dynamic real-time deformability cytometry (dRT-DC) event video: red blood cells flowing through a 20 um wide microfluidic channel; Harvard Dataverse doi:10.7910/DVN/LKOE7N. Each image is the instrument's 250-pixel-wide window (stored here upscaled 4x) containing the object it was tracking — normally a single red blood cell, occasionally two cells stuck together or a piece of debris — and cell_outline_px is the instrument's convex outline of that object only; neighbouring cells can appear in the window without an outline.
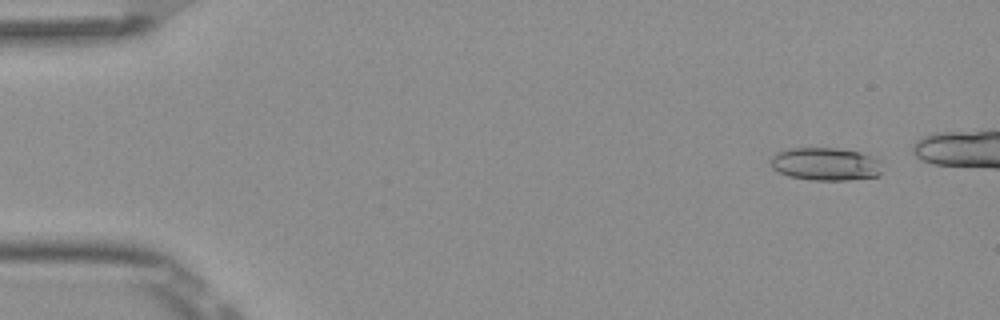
{"species": "Egyptian fruit bat (a non-hibernating species)", "species_latin": "Rousettus aegyptiacus", "temperature_condition": "room temperature", "stored_images_in_passage": 9, "segment_of_instrument_passage": [1, 2], "camera_frame_rate_fps": 3000, "um_per_image_px": 0.085, "frame": {"image": 1, "passage_image": 1, "time_ms": 0.0, "image_size_px": [1000, 320], "cell_outline_px": [[880, 176], [848, 180], [812, 180], [788, 176], [772, 168], [768, 164], [772, 156], [776, 152], [784, 148], [840, 148], [860, 152], [872, 156], [880, 160]], "centroid_in_image_um": [70.14, 13.93], "position_along_channel_um": 14.9, "area_um2": 21.73}}
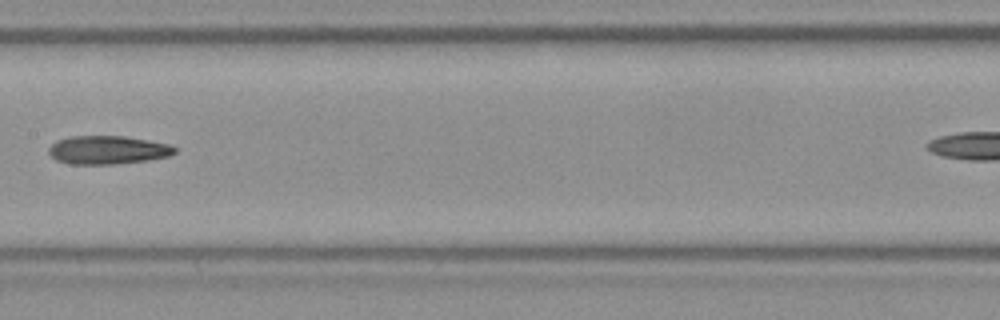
{"frame": {"image": 2, "passage_image": 7, "time_ms": 2.0, "image_size_px": [1000, 320], "cell_outline_px": [[176, 152], [168, 156], [148, 160], [112, 164], [72, 164], [56, 160], [48, 152], [48, 148], [56, 140], [68, 136], [124, 136], [148, 140], [168, 144], [176, 148]], "centroid_in_image_um": [9.12, 12.74], "position_along_channel_um": 198.3, "area_um2": 20.81}}
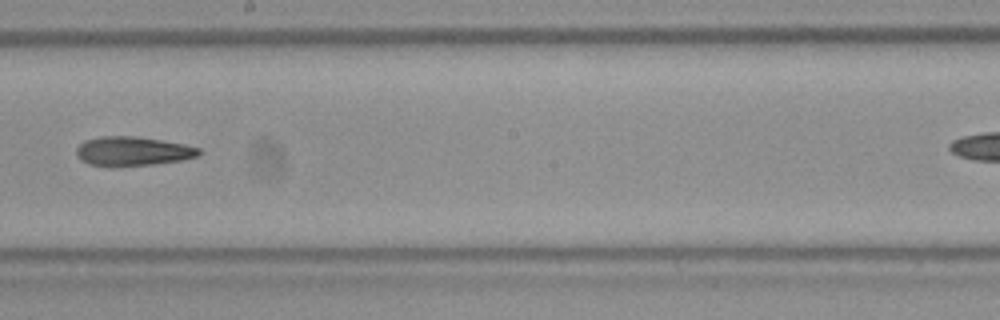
{"frame": {"image": 3, "passage_image": 8, "time_ms": 2.333, "image_size_px": [1000, 320], "cell_outline_px": [[204, 152], [196, 156], [184, 160], [152, 164], [112, 168], [108, 168], [88, 164], [80, 160], [76, 156], [76, 148], [84, 140], [100, 136], [136, 136], [184, 144], [200, 148]], "centroid_in_image_um": [11.24, 12.87], "position_along_channel_um": 237.0, "area_um2": 21.39}}